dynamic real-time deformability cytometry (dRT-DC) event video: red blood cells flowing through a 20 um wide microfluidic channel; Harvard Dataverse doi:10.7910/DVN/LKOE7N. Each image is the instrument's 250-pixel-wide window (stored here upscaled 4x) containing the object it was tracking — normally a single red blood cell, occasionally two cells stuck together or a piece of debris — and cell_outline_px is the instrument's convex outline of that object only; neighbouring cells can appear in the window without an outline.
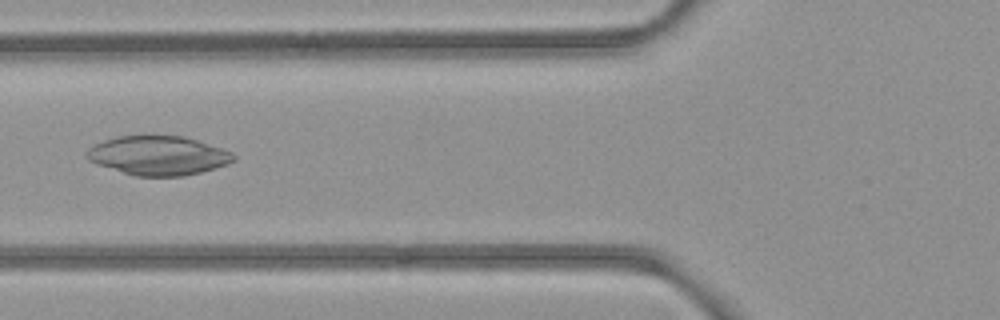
{"species": "common noctule bat (a hibernating species)", "species_latin": "Nyctalus noctula", "temperature_condition": "room temperature", "stored_images_in_passage": 44, "camera_frame_rate_fps": 3000, "um_per_image_px": 0.085, "animal": {"sex": "female", "body_mass_g": 21.9}, "frame": {"image": 1, "passage_image": 19, "time_ms": 6.0, "image_size_px": [1000, 320], "cell_outline_px": [[236, 160], [228, 164], [200, 172], [184, 176], [136, 176], [96, 164], [88, 160], [84, 156], [84, 152], [92, 144], [116, 136], [184, 136], [232, 152], [236, 156]], "centroid_in_image_um": [13.4, 13.22], "position_along_channel_um": 112.4, "area_um2": 33.52}}
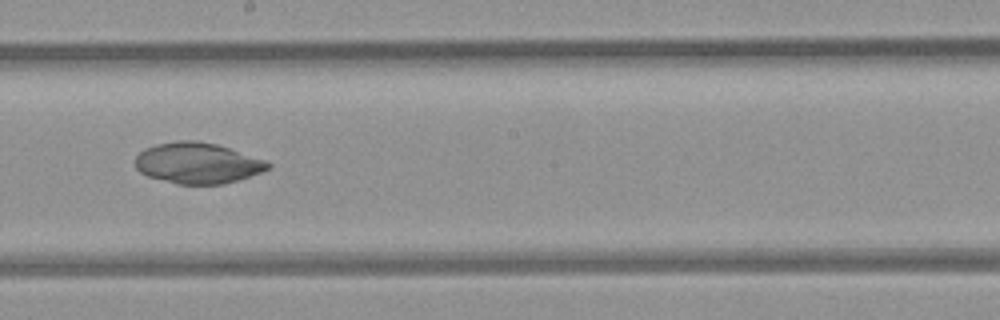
{"frame": {"image": 2, "passage_image": 28, "time_ms": 9.0, "image_size_px": [1000, 320], "cell_outline_px": [[272, 164], [268, 168], [260, 172], [240, 180], [224, 184], [176, 184], [148, 176], [140, 172], [136, 168], [136, 156], [144, 148], [156, 144], [176, 140], [196, 140], [216, 144], [264, 160]], "centroid_in_image_um": [16.76, 13.86], "position_along_channel_um": 231.4, "area_um2": 31.5}}
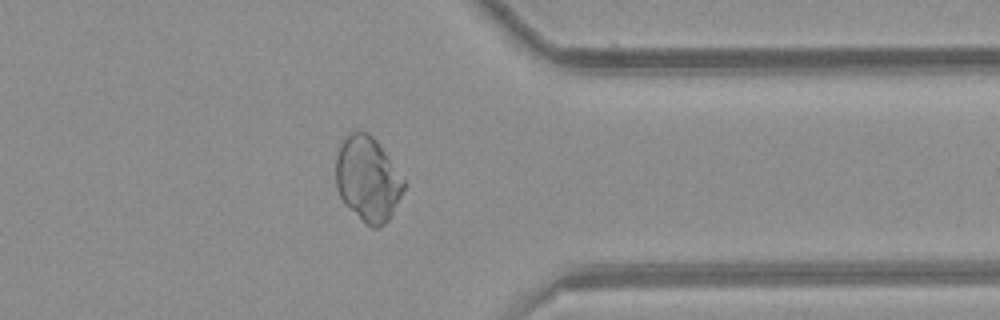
{"frame": {"image": 3, "passage_image": 40, "time_ms": 13.0, "image_size_px": [1000, 320], "cell_outline_px": [[404, 188], [392, 216], [380, 228], [372, 228], [344, 204], [336, 188], [336, 156], [340, 144], [344, 136], [348, 132], [360, 128], [368, 132], [376, 140], [404, 180]], "centroid_in_image_um": [31.22, 15.18], "position_along_channel_um": 380.2, "area_um2": 33.7}}